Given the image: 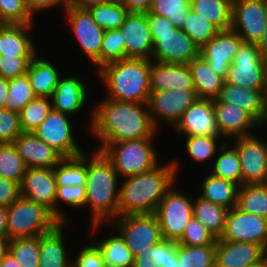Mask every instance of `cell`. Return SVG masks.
Here are the masks:
<instances>
[{
  "mask_svg": "<svg viewBox=\"0 0 267 267\" xmlns=\"http://www.w3.org/2000/svg\"><path fill=\"white\" fill-rule=\"evenodd\" d=\"M92 109L90 132L101 143L96 150L109 142L154 137L158 131L151 122L147 103L105 98Z\"/></svg>",
  "mask_w": 267,
  "mask_h": 267,
  "instance_id": "cell-1",
  "label": "cell"
},
{
  "mask_svg": "<svg viewBox=\"0 0 267 267\" xmlns=\"http://www.w3.org/2000/svg\"><path fill=\"white\" fill-rule=\"evenodd\" d=\"M178 161L158 164L139 175L123 178L119 188L118 216L153 214L176 183Z\"/></svg>",
  "mask_w": 267,
  "mask_h": 267,
  "instance_id": "cell-2",
  "label": "cell"
},
{
  "mask_svg": "<svg viewBox=\"0 0 267 267\" xmlns=\"http://www.w3.org/2000/svg\"><path fill=\"white\" fill-rule=\"evenodd\" d=\"M118 178L114 166L102 151L95 149L87 155L85 207L90 205L93 232H97L103 222L118 217Z\"/></svg>",
  "mask_w": 267,
  "mask_h": 267,
  "instance_id": "cell-3",
  "label": "cell"
},
{
  "mask_svg": "<svg viewBox=\"0 0 267 267\" xmlns=\"http://www.w3.org/2000/svg\"><path fill=\"white\" fill-rule=\"evenodd\" d=\"M110 100L147 103L150 91V60L126 58L104 65L98 71Z\"/></svg>",
  "mask_w": 267,
  "mask_h": 267,
  "instance_id": "cell-4",
  "label": "cell"
},
{
  "mask_svg": "<svg viewBox=\"0 0 267 267\" xmlns=\"http://www.w3.org/2000/svg\"><path fill=\"white\" fill-rule=\"evenodd\" d=\"M154 137L109 142L100 151L111 161L118 176L126 178L151 170L159 164Z\"/></svg>",
  "mask_w": 267,
  "mask_h": 267,
  "instance_id": "cell-5",
  "label": "cell"
},
{
  "mask_svg": "<svg viewBox=\"0 0 267 267\" xmlns=\"http://www.w3.org/2000/svg\"><path fill=\"white\" fill-rule=\"evenodd\" d=\"M60 221L45 206L20 196L8 207V240L42 235Z\"/></svg>",
  "mask_w": 267,
  "mask_h": 267,
  "instance_id": "cell-6",
  "label": "cell"
},
{
  "mask_svg": "<svg viewBox=\"0 0 267 267\" xmlns=\"http://www.w3.org/2000/svg\"><path fill=\"white\" fill-rule=\"evenodd\" d=\"M226 82L257 90H267V61L257 44L242 43L228 70Z\"/></svg>",
  "mask_w": 267,
  "mask_h": 267,
  "instance_id": "cell-7",
  "label": "cell"
},
{
  "mask_svg": "<svg viewBox=\"0 0 267 267\" xmlns=\"http://www.w3.org/2000/svg\"><path fill=\"white\" fill-rule=\"evenodd\" d=\"M175 187L172 186L167 191L154 214L159 222L162 238L177 242L193 217V199Z\"/></svg>",
  "mask_w": 267,
  "mask_h": 267,
  "instance_id": "cell-8",
  "label": "cell"
},
{
  "mask_svg": "<svg viewBox=\"0 0 267 267\" xmlns=\"http://www.w3.org/2000/svg\"><path fill=\"white\" fill-rule=\"evenodd\" d=\"M109 224L115 225L134 257L163 239L154 213L118 216Z\"/></svg>",
  "mask_w": 267,
  "mask_h": 267,
  "instance_id": "cell-9",
  "label": "cell"
},
{
  "mask_svg": "<svg viewBox=\"0 0 267 267\" xmlns=\"http://www.w3.org/2000/svg\"><path fill=\"white\" fill-rule=\"evenodd\" d=\"M197 99L195 89L151 92L147 104L152 124L158 130L162 120L173 128Z\"/></svg>",
  "mask_w": 267,
  "mask_h": 267,
  "instance_id": "cell-10",
  "label": "cell"
},
{
  "mask_svg": "<svg viewBox=\"0 0 267 267\" xmlns=\"http://www.w3.org/2000/svg\"><path fill=\"white\" fill-rule=\"evenodd\" d=\"M267 22V0H233L231 29L244 43L261 41Z\"/></svg>",
  "mask_w": 267,
  "mask_h": 267,
  "instance_id": "cell-11",
  "label": "cell"
},
{
  "mask_svg": "<svg viewBox=\"0 0 267 267\" xmlns=\"http://www.w3.org/2000/svg\"><path fill=\"white\" fill-rule=\"evenodd\" d=\"M234 139L232 146L238 153L242 185L267 183V138L261 140L251 134Z\"/></svg>",
  "mask_w": 267,
  "mask_h": 267,
  "instance_id": "cell-12",
  "label": "cell"
},
{
  "mask_svg": "<svg viewBox=\"0 0 267 267\" xmlns=\"http://www.w3.org/2000/svg\"><path fill=\"white\" fill-rule=\"evenodd\" d=\"M222 241L255 243L267 252V218L243 212L236 206L229 209Z\"/></svg>",
  "mask_w": 267,
  "mask_h": 267,
  "instance_id": "cell-13",
  "label": "cell"
},
{
  "mask_svg": "<svg viewBox=\"0 0 267 267\" xmlns=\"http://www.w3.org/2000/svg\"><path fill=\"white\" fill-rule=\"evenodd\" d=\"M151 35L153 61L188 65L200 55V47L182 29L176 28L171 33Z\"/></svg>",
  "mask_w": 267,
  "mask_h": 267,
  "instance_id": "cell-14",
  "label": "cell"
},
{
  "mask_svg": "<svg viewBox=\"0 0 267 267\" xmlns=\"http://www.w3.org/2000/svg\"><path fill=\"white\" fill-rule=\"evenodd\" d=\"M72 130L69 115L52 109L33 133L66 158L84 153L77 144Z\"/></svg>",
  "mask_w": 267,
  "mask_h": 267,
  "instance_id": "cell-15",
  "label": "cell"
},
{
  "mask_svg": "<svg viewBox=\"0 0 267 267\" xmlns=\"http://www.w3.org/2000/svg\"><path fill=\"white\" fill-rule=\"evenodd\" d=\"M64 11L65 19L68 20L69 27L82 51L99 70L101 44L105 30L93 20L89 10L69 6Z\"/></svg>",
  "mask_w": 267,
  "mask_h": 267,
  "instance_id": "cell-16",
  "label": "cell"
},
{
  "mask_svg": "<svg viewBox=\"0 0 267 267\" xmlns=\"http://www.w3.org/2000/svg\"><path fill=\"white\" fill-rule=\"evenodd\" d=\"M243 39L232 29L220 30L200 48V55L210 68L224 80Z\"/></svg>",
  "mask_w": 267,
  "mask_h": 267,
  "instance_id": "cell-17",
  "label": "cell"
},
{
  "mask_svg": "<svg viewBox=\"0 0 267 267\" xmlns=\"http://www.w3.org/2000/svg\"><path fill=\"white\" fill-rule=\"evenodd\" d=\"M185 136H220L212 99L198 98L174 126Z\"/></svg>",
  "mask_w": 267,
  "mask_h": 267,
  "instance_id": "cell-18",
  "label": "cell"
},
{
  "mask_svg": "<svg viewBox=\"0 0 267 267\" xmlns=\"http://www.w3.org/2000/svg\"><path fill=\"white\" fill-rule=\"evenodd\" d=\"M119 29L124 35L127 58L151 60L153 38L149 29L147 13H129Z\"/></svg>",
  "mask_w": 267,
  "mask_h": 267,
  "instance_id": "cell-19",
  "label": "cell"
},
{
  "mask_svg": "<svg viewBox=\"0 0 267 267\" xmlns=\"http://www.w3.org/2000/svg\"><path fill=\"white\" fill-rule=\"evenodd\" d=\"M20 189L22 197L45 206L55 216L57 185L54 168H27Z\"/></svg>",
  "mask_w": 267,
  "mask_h": 267,
  "instance_id": "cell-20",
  "label": "cell"
},
{
  "mask_svg": "<svg viewBox=\"0 0 267 267\" xmlns=\"http://www.w3.org/2000/svg\"><path fill=\"white\" fill-rule=\"evenodd\" d=\"M217 99L225 104L239 106L247 111L262 128L267 127L266 90L241 87L224 81Z\"/></svg>",
  "mask_w": 267,
  "mask_h": 267,
  "instance_id": "cell-21",
  "label": "cell"
},
{
  "mask_svg": "<svg viewBox=\"0 0 267 267\" xmlns=\"http://www.w3.org/2000/svg\"><path fill=\"white\" fill-rule=\"evenodd\" d=\"M217 126L220 136L238 138L251 135L252 129L262 127L247 111L235 104H225L217 98L213 99Z\"/></svg>",
  "mask_w": 267,
  "mask_h": 267,
  "instance_id": "cell-22",
  "label": "cell"
},
{
  "mask_svg": "<svg viewBox=\"0 0 267 267\" xmlns=\"http://www.w3.org/2000/svg\"><path fill=\"white\" fill-rule=\"evenodd\" d=\"M13 144L27 168H54L64 158L33 132H23Z\"/></svg>",
  "mask_w": 267,
  "mask_h": 267,
  "instance_id": "cell-23",
  "label": "cell"
},
{
  "mask_svg": "<svg viewBox=\"0 0 267 267\" xmlns=\"http://www.w3.org/2000/svg\"><path fill=\"white\" fill-rule=\"evenodd\" d=\"M267 252L255 243L217 239L215 267H249L262 262Z\"/></svg>",
  "mask_w": 267,
  "mask_h": 267,
  "instance_id": "cell-24",
  "label": "cell"
},
{
  "mask_svg": "<svg viewBox=\"0 0 267 267\" xmlns=\"http://www.w3.org/2000/svg\"><path fill=\"white\" fill-rule=\"evenodd\" d=\"M84 80L78 75L60 77L51 97L53 110L63 114H79L87 103L88 91Z\"/></svg>",
  "mask_w": 267,
  "mask_h": 267,
  "instance_id": "cell-25",
  "label": "cell"
},
{
  "mask_svg": "<svg viewBox=\"0 0 267 267\" xmlns=\"http://www.w3.org/2000/svg\"><path fill=\"white\" fill-rule=\"evenodd\" d=\"M194 89L188 65L150 60V91Z\"/></svg>",
  "mask_w": 267,
  "mask_h": 267,
  "instance_id": "cell-26",
  "label": "cell"
},
{
  "mask_svg": "<svg viewBox=\"0 0 267 267\" xmlns=\"http://www.w3.org/2000/svg\"><path fill=\"white\" fill-rule=\"evenodd\" d=\"M33 25L4 24L0 27V56L35 57L38 54L37 47L28 34Z\"/></svg>",
  "mask_w": 267,
  "mask_h": 267,
  "instance_id": "cell-27",
  "label": "cell"
},
{
  "mask_svg": "<svg viewBox=\"0 0 267 267\" xmlns=\"http://www.w3.org/2000/svg\"><path fill=\"white\" fill-rule=\"evenodd\" d=\"M60 222L51 231L40 235V262L38 267H72V261L68 260L64 226Z\"/></svg>",
  "mask_w": 267,
  "mask_h": 267,
  "instance_id": "cell-28",
  "label": "cell"
},
{
  "mask_svg": "<svg viewBox=\"0 0 267 267\" xmlns=\"http://www.w3.org/2000/svg\"><path fill=\"white\" fill-rule=\"evenodd\" d=\"M39 56L37 54L30 62L27 75L37 97L51 98L62 73L59 74V70L47 58Z\"/></svg>",
  "mask_w": 267,
  "mask_h": 267,
  "instance_id": "cell-29",
  "label": "cell"
},
{
  "mask_svg": "<svg viewBox=\"0 0 267 267\" xmlns=\"http://www.w3.org/2000/svg\"><path fill=\"white\" fill-rule=\"evenodd\" d=\"M188 67L198 98L216 99L225 80L210 68L208 62L201 55L194 58Z\"/></svg>",
  "mask_w": 267,
  "mask_h": 267,
  "instance_id": "cell-30",
  "label": "cell"
},
{
  "mask_svg": "<svg viewBox=\"0 0 267 267\" xmlns=\"http://www.w3.org/2000/svg\"><path fill=\"white\" fill-rule=\"evenodd\" d=\"M200 197L217 205L231 209L237 205L239 186L234 182L216 177L211 173L204 177Z\"/></svg>",
  "mask_w": 267,
  "mask_h": 267,
  "instance_id": "cell-31",
  "label": "cell"
},
{
  "mask_svg": "<svg viewBox=\"0 0 267 267\" xmlns=\"http://www.w3.org/2000/svg\"><path fill=\"white\" fill-rule=\"evenodd\" d=\"M228 211V208L200 196L193 198V217L201 222L216 239H219L223 233Z\"/></svg>",
  "mask_w": 267,
  "mask_h": 267,
  "instance_id": "cell-32",
  "label": "cell"
},
{
  "mask_svg": "<svg viewBox=\"0 0 267 267\" xmlns=\"http://www.w3.org/2000/svg\"><path fill=\"white\" fill-rule=\"evenodd\" d=\"M233 0H190V9L220 30L231 29Z\"/></svg>",
  "mask_w": 267,
  "mask_h": 267,
  "instance_id": "cell-33",
  "label": "cell"
},
{
  "mask_svg": "<svg viewBox=\"0 0 267 267\" xmlns=\"http://www.w3.org/2000/svg\"><path fill=\"white\" fill-rule=\"evenodd\" d=\"M63 158L54 167L57 186H84L87 181V154Z\"/></svg>",
  "mask_w": 267,
  "mask_h": 267,
  "instance_id": "cell-34",
  "label": "cell"
},
{
  "mask_svg": "<svg viewBox=\"0 0 267 267\" xmlns=\"http://www.w3.org/2000/svg\"><path fill=\"white\" fill-rule=\"evenodd\" d=\"M177 242L162 239L134 257L133 267H175Z\"/></svg>",
  "mask_w": 267,
  "mask_h": 267,
  "instance_id": "cell-35",
  "label": "cell"
},
{
  "mask_svg": "<svg viewBox=\"0 0 267 267\" xmlns=\"http://www.w3.org/2000/svg\"><path fill=\"white\" fill-rule=\"evenodd\" d=\"M115 234L114 236L110 235V237L97 240V242L95 239L92 240L100 249L105 266L118 265L120 267H133V254L120 234L117 231H115Z\"/></svg>",
  "mask_w": 267,
  "mask_h": 267,
  "instance_id": "cell-36",
  "label": "cell"
},
{
  "mask_svg": "<svg viewBox=\"0 0 267 267\" xmlns=\"http://www.w3.org/2000/svg\"><path fill=\"white\" fill-rule=\"evenodd\" d=\"M236 207L243 212L267 218V183L240 186Z\"/></svg>",
  "mask_w": 267,
  "mask_h": 267,
  "instance_id": "cell-37",
  "label": "cell"
},
{
  "mask_svg": "<svg viewBox=\"0 0 267 267\" xmlns=\"http://www.w3.org/2000/svg\"><path fill=\"white\" fill-rule=\"evenodd\" d=\"M216 244L187 246L177 243L175 267H215Z\"/></svg>",
  "mask_w": 267,
  "mask_h": 267,
  "instance_id": "cell-38",
  "label": "cell"
},
{
  "mask_svg": "<svg viewBox=\"0 0 267 267\" xmlns=\"http://www.w3.org/2000/svg\"><path fill=\"white\" fill-rule=\"evenodd\" d=\"M227 142L220 147V153L215 158L211 174L234 182L239 187L242 186V174L239 157L233 146L228 147Z\"/></svg>",
  "mask_w": 267,
  "mask_h": 267,
  "instance_id": "cell-39",
  "label": "cell"
},
{
  "mask_svg": "<svg viewBox=\"0 0 267 267\" xmlns=\"http://www.w3.org/2000/svg\"><path fill=\"white\" fill-rule=\"evenodd\" d=\"M36 97L27 73L8 79V94L5 100L6 109L19 113Z\"/></svg>",
  "mask_w": 267,
  "mask_h": 267,
  "instance_id": "cell-40",
  "label": "cell"
},
{
  "mask_svg": "<svg viewBox=\"0 0 267 267\" xmlns=\"http://www.w3.org/2000/svg\"><path fill=\"white\" fill-rule=\"evenodd\" d=\"M26 170L27 166L18 154L14 144H0V177L21 185Z\"/></svg>",
  "mask_w": 267,
  "mask_h": 267,
  "instance_id": "cell-41",
  "label": "cell"
},
{
  "mask_svg": "<svg viewBox=\"0 0 267 267\" xmlns=\"http://www.w3.org/2000/svg\"><path fill=\"white\" fill-rule=\"evenodd\" d=\"M93 20L105 31L119 29L129 14L122 3L108 1L89 9Z\"/></svg>",
  "mask_w": 267,
  "mask_h": 267,
  "instance_id": "cell-42",
  "label": "cell"
},
{
  "mask_svg": "<svg viewBox=\"0 0 267 267\" xmlns=\"http://www.w3.org/2000/svg\"><path fill=\"white\" fill-rule=\"evenodd\" d=\"M52 100L48 97H36L20 112V125L23 132H34L52 111Z\"/></svg>",
  "mask_w": 267,
  "mask_h": 267,
  "instance_id": "cell-43",
  "label": "cell"
},
{
  "mask_svg": "<svg viewBox=\"0 0 267 267\" xmlns=\"http://www.w3.org/2000/svg\"><path fill=\"white\" fill-rule=\"evenodd\" d=\"M8 251L21 267H38L40 262V235L10 240Z\"/></svg>",
  "mask_w": 267,
  "mask_h": 267,
  "instance_id": "cell-44",
  "label": "cell"
},
{
  "mask_svg": "<svg viewBox=\"0 0 267 267\" xmlns=\"http://www.w3.org/2000/svg\"><path fill=\"white\" fill-rule=\"evenodd\" d=\"M182 30L201 48L208 43L220 29L202 16L189 10Z\"/></svg>",
  "mask_w": 267,
  "mask_h": 267,
  "instance_id": "cell-45",
  "label": "cell"
},
{
  "mask_svg": "<svg viewBox=\"0 0 267 267\" xmlns=\"http://www.w3.org/2000/svg\"><path fill=\"white\" fill-rule=\"evenodd\" d=\"M190 10V0H153L147 14L166 17L176 28L182 29Z\"/></svg>",
  "mask_w": 267,
  "mask_h": 267,
  "instance_id": "cell-46",
  "label": "cell"
},
{
  "mask_svg": "<svg viewBox=\"0 0 267 267\" xmlns=\"http://www.w3.org/2000/svg\"><path fill=\"white\" fill-rule=\"evenodd\" d=\"M186 152L196 162H206L216 155L217 151L226 142L218 145L221 136H186ZM219 146V148H218Z\"/></svg>",
  "mask_w": 267,
  "mask_h": 267,
  "instance_id": "cell-47",
  "label": "cell"
},
{
  "mask_svg": "<svg viewBox=\"0 0 267 267\" xmlns=\"http://www.w3.org/2000/svg\"><path fill=\"white\" fill-rule=\"evenodd\" d=\"M76 208H84L86 203V187L74 185V186H57L56 198H55V217L63 223H67V217L61 208V204ZM60 205V207H59Z\"/></svg>",
  "mask_w": 267,
  "mask_h": 267,
  "instance_id": "cell-48",
  "label": "cell"
},
{
  "mask_svg": "<svg viewBox=\"0 0 267 267\" xmlns=\"http://www.w3.org/2000/svg\"><path fill=\"white\" fill-rule=\"evenodd\" d=\"M124 35L120 29L106 30L101 44L100 68L111 62L126 59Z\"/></svg>",
  "mask_w": 267,
  "mask_h": 267,
  "instance_id": "cell-49",
  "label": "cell"
},
{
  "mask_svg": "<svg viewBox=\"0 0 267 267\" xmlns=\"http://www.w3.org/2000/svg\"><path fill=\"white\" fill-rule=\"evenodd\" d=\"M26 0H0V19L3 24H33Z\"/></svg>",
  "mask_w": 267,
  "mask_h": 267,
  "instance_id": "cell-50",
  "label": "cell"
},
{
  "mask_svg": "<svg viewBox=\"0 0 267 267\" xmlns=\"http://www.w3.org/2000/svg\"><path fill=\"white\" fill-rule=\"evenodd\" d=\"M216 241L213 234L201 222L192 217L177 243L187 246H207L216 244Z\"/></svg>",
  "mask_w": 267,
  "mask_h": 267,
  "instance_id": "cell-51",
  "label": "cell"
},
{
  "mask_svg": "<svg viewBox=\"0 0 267 267\" xmlns=\"http://www.w3.org/2000/svg\"><path fill=\"white\" fill-rule=\"evenodd\" d=\"M20 115L9 109H0V144L13 143L22 134Z\"/></svg>",
  "mask_w": 267,
  "mask_h": 267,
  "instance_id": "cell-52",
  "label": "cell"
},
{
  "mask_svg": "<svg viewBox=\"0 0 267 267\" xmlns=\"http://www.w3.org/2000/svg\"><path fill=\"white\" fill-rule=\"evenodd\" d=\"M33 58L0 56V77L12 79L26 74Z\"/></svg>",
  "mask_w": 267,
  "mask_h": 267,
  "instance_id": "cell-53",
  "label": "cell"
},
{
  "mask_svg": "<svg viewBox=\"0 0 267 267\" xmlns=\"http://www.w3.org/2000/svg\"><path fill=\"white\" fill-rule=\"evenodd\" d=\"M72 267H105L101 251L93 241L78 251L77 257L72 260Z\"/></svg>",
  "mask_w": 267,
  "mask_h": 267,
  "instance_id": "cell-54",
  "label": "cell"
},
{
  "mask_svg": "<svg viewBox=\"0 0 267 267\" xmlns=\"http://www.w3.org/2000/svg\"><path fill=\"white\" fill-rule=\"evenodd\" d=\"M20 196V184L4 177H0V206L9 207Z\"/></svg>",
  "mask_w": 267,
  "mask_h": 267,
  "instance_id": "cell-55",
  "label": "cell"
},
{
  "mask_svg": "<svg viewBox=\"0 0 267 267\" xmlns=\"http://www.w3.org/2000/svg\"><path fill=\"white\" fill-rule=\"evenodd\" d=\"M151 34L171 33L176 27L164 16L147 14Z\"/></svg>",
  "mask_w": 267,
  "mask_h": 267,
  "instance_id": "cell-56",
  "label": "cell"
},
{
  "mask_svg": "<svg viewBox=\"0 0 267 267\" xmlns=\"http://www.w3.org/2000/svg\"><path fill=\"white\" fill-rule=\"evenodd\" d=\"M70 0H26V6L30 14L33 16L35 13L48 10L54 6H62L65 10L69 7Z\"/></svg>",
  "mask_w": 267,
  "mask_h": 267,
  "instance_id": "cell-57",
  "label": "cell"
},
{
  "mask_svg": "<svg viewBox=\"0 0 267 267\" xmlns=\"http://www.w3.org/2000/svg\"><path fill=\"white\" fill-rule=\"evenodd\" d=\"M153 0H124L123 6L128 13H148Z\"/></svg>",
  "mask_w": 267,
  "mask_h": 267,
  "instance_id": "cell-58",
  "label": "cell"
},
{
  "mask_svg": "<svg viewBox=\"0 0 267 267\" xmlns=\"http://www.w3.org/2000/svg\"><path fill=\"white\" fill-rule=\"evenodd\" d=\"M109 0H70L69 6L76 7L82 10H89L96 5L108 2Z\"/></svg>",
  "mask_w": 267,
  "mask_h": 267,
  "instance_id": "cell-59",
  "label": "cell"
},
{
  "mask_svg": "<svg viewBox=\"0 0 267 267\" xmlns=\"http://www.w3.org/2000/svg\"><path fill=\"white\" fill-rule=\"evenodd\" d=\"M8 207L0 206V239H8Z\"/></svg>",
  "mask_w": 267,
  "mask_h": 267,
  "instance_id": "cell-60",
  "label": "cell"
},
{
  "mask_svg": "<svg viewBox=\"0 0 267 267\" xmlns=\"http://www.w3.org/2000/svg\"><path fill=\"white\" fill-rule=\"evenodd\" d=\"M8 94V79L0 77V109L5 108V100Z\"/></svg>",
  "mask_w": 267,
  "mask_h": 267,
  "instance_id": "cell-61",
  "label": "cell"
},
{
  "mask_svg": "<svg viewBox=\"0 0 267 267\" xmlns=\"http://www.w3.org/2000/svg\"><path fill=\"white\" fill-rule=\"evenodd\" d=\"M0 267H21L19 262L8 251L0 261Z\"/></svg>",
  "mask_w": 267,
  "mask_h": 267,
  "instance_id": "cell-62",
  "label": "cell"
},
{
  "mask_svg": "<svg viewBox=\"0 0 267 267\" xmlns=\"http://www.w3.org/2000/svg\"><path fill=\"white\" fill-rule=\"evenodd\" d=\"M258 48L261 51L262 57L267 61V22L261 41L258 43Z\"/></svg>",
  "mask_w": 267,
  "mask_h": 267,
  "instance_id": "cell-63",
  "label": "cell"
},
{
  "mask_svg": "<svg viewBox=\"0 0 267 267\" xmlns=\"http://www.w3.org/2000/svg\"><path fill=\"white\" fill-rule=\"evenodd\" d=\"M8 239H0V261L4 257V255L8 252Z\"/></svg>",
  "mask_w": 267,
  "mask_h": 267,
  "instance_id": "cell-64",
  "label": "cell"
},
{
  "mask_svg": "<svg viewBox=\"0 0 267 267\" xmlns=\"http://www.w3.org/2000/svg\"><path fill=\"white\" fill-rule=\"evenodd\" d=\"M263 267H267V253L263 257Z\"/></svg>",
  "mask_w": 267,
  "mask_h": 267,
  "instance_id": "cell-65",
  "label": "cell"
},
{
  "mask_svg": "<svg viewBox=\"0 0 267 267\" xmlns=\"http://www.w3.org/2000/svg\"><path fill=\"white\" fill-rule=\"evenodd\" d=\"M249 267H263V259H262L261 263H258V264H255V265H252V266H249Z\"/></svg>",
  "mask_w": 267,
  "mask_h": 267,
  "instance_id": "cell-66",
  "label": "cell"
},
{
  "mask_svg": "<svg viewBox=\"0 0 267 267\" xmlns=\"http://www.w3.org/2000/svg\"><path fill=\"white\" fill-rule=\"evenodd\" d=\"M109 1L117 2V3H122L124 0H109Z\"/></svg>",
  "mask_w": 267,
  "mask_h": 267,
  "instance_id": "cell-67",
  "label": "cell"
},
{
  "mask_svg": "<svg viewBox=\"0 0 267 267\" xmlns=\"http://www.w3.org/2000/svg\"><path fill=\"white\" fill-rule=\"evenodd\" d=\"M105 267H120V266H118V265H107Z\"/></svg>",
  "mask_w": 267,
  "mask_h": 267,
  "instance_id": "cell-68",
  "label": "cell"
},
{
  "mask_svg": "<svg viewBox=\"0 0 267 267\" xmlns=\"http://www.w3.org/2000/svg\"><path fill=\"white\" fill-rule=\"evenodd\" d=\"M4 24H3V22L1 21V19H0V27H2Z\"/></svg>",
  "mask_w": 267,
  "mask_h": 267,
  "instance_id": "cell-69",
  "label": "cell"
}]
</instances>
